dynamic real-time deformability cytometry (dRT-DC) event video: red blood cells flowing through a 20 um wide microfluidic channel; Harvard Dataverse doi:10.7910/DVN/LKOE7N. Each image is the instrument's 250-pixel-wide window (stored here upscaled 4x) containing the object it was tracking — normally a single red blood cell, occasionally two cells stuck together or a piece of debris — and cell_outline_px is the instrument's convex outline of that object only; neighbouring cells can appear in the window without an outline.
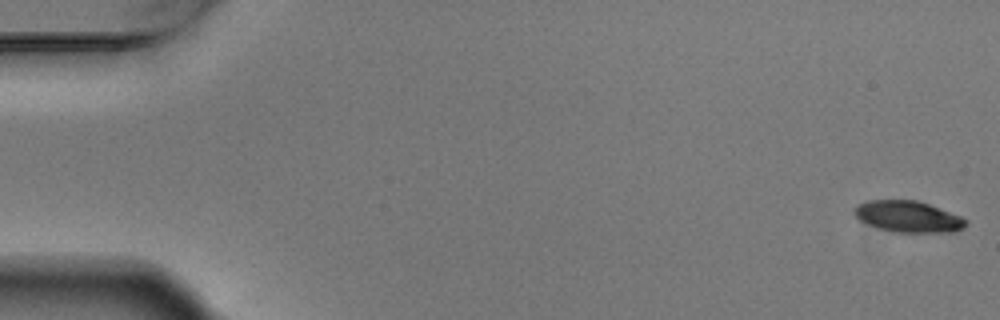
{"species": "Egyptian fruit bat (a non-hibernating species)", "species_latin": "Rousettus aegyptiacus", "temperature_condition": "warm", "stored_images_in_passage": 7, "camera_frame_rate_fps": 3000, "um_per_image_px": 0.085, "animal": {"sex": "male"}, "frame": {"image": 1, "passage_image": 1, "time_ms": 0.0, "image_size_px": [1000, 320], "cell_outline_px": [[968, 224], [964, 228], [956, 232], [892, 232], [868, 224], [860, 220], [852, 212], [852, 208], [868, 200], [916, 200], [928, 204], [960, 216], [968, 220]], "centroid_in_image_um": [77.2, 18.42], "position_along_channel_um": 7.8, "area_um2": 20.35}}
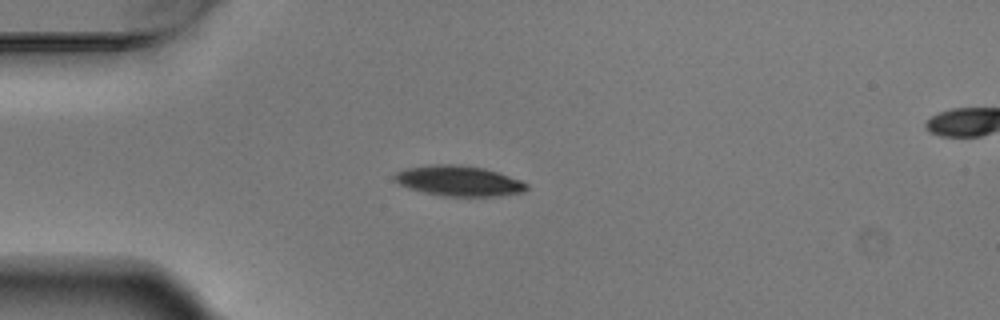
{"frame": {"image": 2, "passage_image": 5, "time_ms": 1.333, "image_size_px": [1000, 320], "cell_outline_px": [[528, 188], [524, 192], [496, 196], [444, 196], [424, 192], [408, 188], [400, 184], [392, 176], [396, 172], [404, 168], [428, 164], [460, 164], [484, 168], [520, 180], [528, 184]], "centroid_in_image_um": [38.97, 15.36], "position_along_channel_um": 46.0, "area_um2": 23.41}}
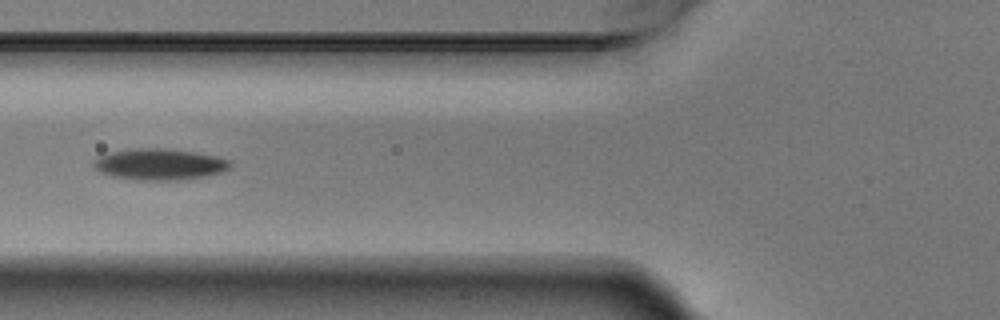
{"frame": {"image": 3, "passage_image": 7, "time_ms": 2.0, "image_size_px": [1000, 320], "cell_outline_px": [[232, 168], [224, 172], [208, 176], [188, 180], [136, 180], [112, 176], [100, 172], [92, 164], [100, 156], [112, 152], [136, 148], [164, 148], [196, 152], [216, 156], [228, 160], [232, 164]], "centroid_in_image_um": [13.64, 13.98], "position_along_channel_um": 112.2, "area_um2": 25.09}}